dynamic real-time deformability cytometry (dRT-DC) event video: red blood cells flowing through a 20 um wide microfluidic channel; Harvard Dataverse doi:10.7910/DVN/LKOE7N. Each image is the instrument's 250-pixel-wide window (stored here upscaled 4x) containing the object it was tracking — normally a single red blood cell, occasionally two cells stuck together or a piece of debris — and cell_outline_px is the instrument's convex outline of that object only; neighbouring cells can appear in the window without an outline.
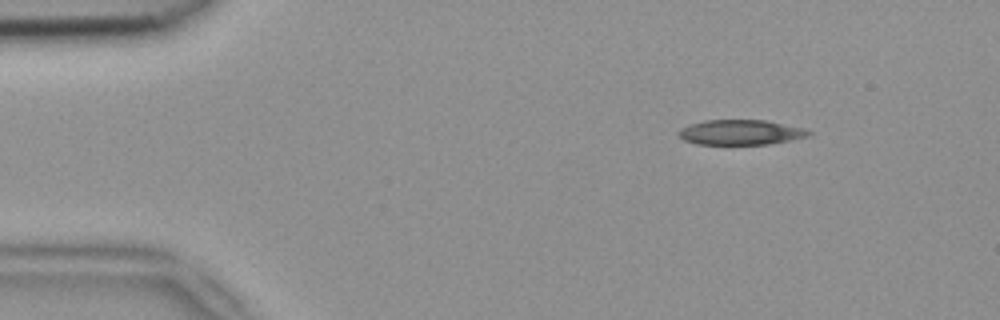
{"species": "common noctule bat (a hibernating species)", "species_latin": "Nyctalus noctula", "temperature_condition": "room temperature", "stored_images_in_passage": 45, "camera_frame_rate_fps": 3000, "um_per_image_px": 0.085, "animal": {"sex": "female", "body_mass_g": 18.4}, "frame": {"image": 1, "passage_image": 1, "time_ms": 0.0, "image_size_px": [1000, 320], "cell_outline_px": [[812, 132], [808, 136], [792, 140], [768, 144], [696, 144], [684, 140], [676, 132], [680, 128], [688, 124], [704, 120], [768, 120], [804, 128]], "centroid_in_image_um": [62.94, 11.24], "position_along_channel_um": 22.1, "area_um2": 19.13}}
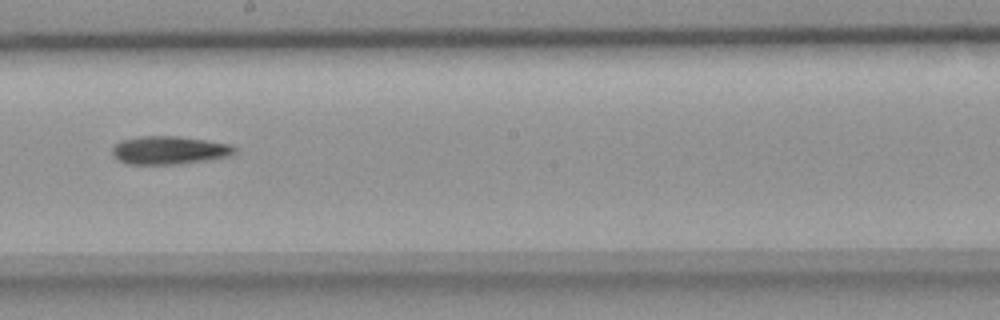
{"frame": {"image": 2, "passage_image": 23, "time_ms": 7.333, "image_size_px": [1000, 320], "cell_outline_px": [[236, 152], [228, 156], [208, 160], [176, 164], [128, 164], [120, 160], [112, 152], [112, 148], [120, 140], [140, 136], [176, 136], [208, 140], [228, 144], [236, 148]], "centroid_in_image_um": [14.39, 12.76], "position_along_channel_um": 233.8, "area_um2": 19.94}}
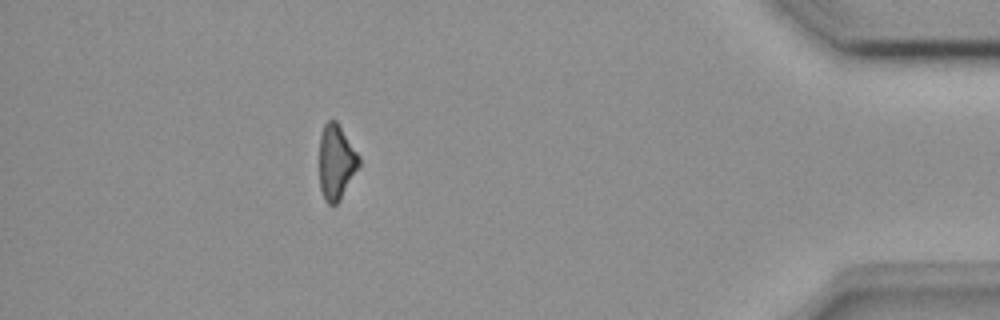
{"frame": {"image": 3, "passage_image": 40, "time_ms": 13.0, "image_size_px": [1000, 320], "cell_outline_px": [[360, 164], [340, 200], [336, 204], [328, 204], [324, 200], [320, 188], [320, 136], [324, 124], [328, 120], [336, 120], [360, 156]], "centroid_in_image_um": [28.58, 13.77], "position_along_channel_um": 406.6, "area_um2": 17.22}, "authors_computed_cell_mechanics": {"area_um2": 19.4208, "velocity_mm_per_s": 3.9405, "shape_relaxation_time_tau1_ms": 6.7995, "shape_relaxation_time_tau2_ms": null, "deformation_change_tau1": 0.1579, "deformation_change_tau2": null}}